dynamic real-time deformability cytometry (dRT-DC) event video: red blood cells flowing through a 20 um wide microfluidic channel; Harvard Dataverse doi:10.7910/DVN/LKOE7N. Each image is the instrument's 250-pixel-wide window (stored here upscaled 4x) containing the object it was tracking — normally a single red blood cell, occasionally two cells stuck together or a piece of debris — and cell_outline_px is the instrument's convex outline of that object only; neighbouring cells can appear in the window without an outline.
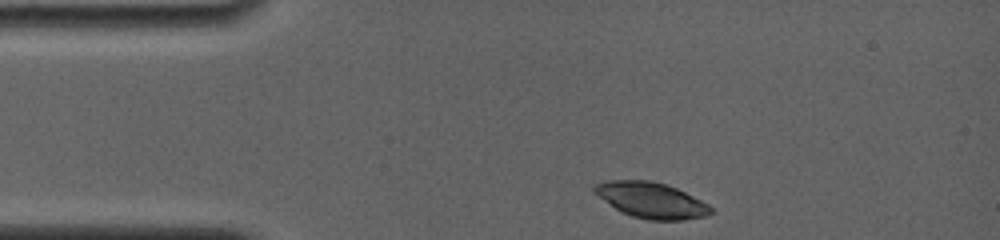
{"species": "common noctule bat (a hibernating species)", "species_latin": "Nyctalus noctula", "temperature_condition": "room temperature", "stored_images_in_passage": 52, "camera_frame_rate_fps": 4000, "um_per_image_px": 0.085, "animal": {"sex": "female", "body_mass_g": 19.0, "forearm_length_mm": 56.7}, "frame": {"image": 1, "passage_image": 1, "time_ms": 0.0, "image_size_px": [1000, 240], "cell_outline_px": [[716, 212], [708, 216], [684, 220], [648, 220], [632, 216], [620, 212], [600, 196], [592, 188], [592, 184], [604, 180], [652, 180], [668, 184], [708, 204]], "centroid_in_image_um": [55.38, 17.01], "position_along_channel_um": 29.6, "area_um2": 24.39}}
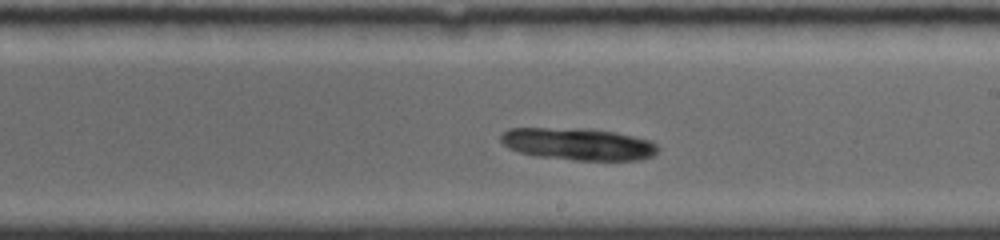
{"frame": {"image": 2, "passage_image": 33, "time_ms": 6.75, "image_size_px": [1000, 240], "cell_outline_px": [[660, 148], [652, 156], [640, 160], [576, 160], [536, 156], [520, 152], [508, 148], [500, 140], [500, 136], [508, 128], [588, 128], [616, 132], [648, 140], [656, 144]], "centroid_in_image_um": [49.13, 12.24], "position_along_channel_um": 239.9, "area_um2": 29.48}}
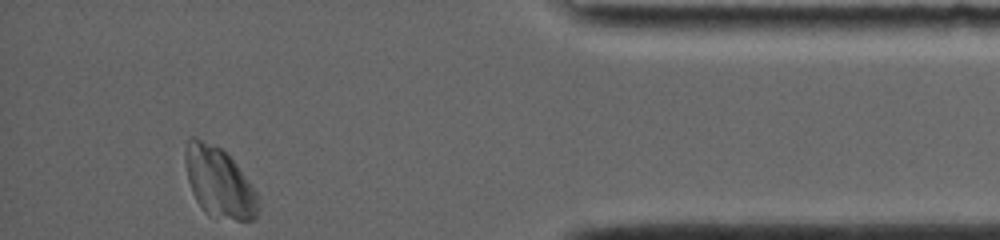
{"frame": {"image": 3, "passage_image": 52, "time_ms": 12.25, "image_size_px": [1000, 240], "cell_outline_px": [[260, 208], [256, 216], [252, 220], [236, 220], [208, 216], [204, 212], [196, 200], [192, 192], [188, 180], [184, 160], [184, 152], [188, 140], [196, 136], [220, 148], [236, 164], [256, 192]], "centroid_in_image_um": [18.6, 15.52], "position_along_channel_um": 416.6, "area_um2": 29.65}}